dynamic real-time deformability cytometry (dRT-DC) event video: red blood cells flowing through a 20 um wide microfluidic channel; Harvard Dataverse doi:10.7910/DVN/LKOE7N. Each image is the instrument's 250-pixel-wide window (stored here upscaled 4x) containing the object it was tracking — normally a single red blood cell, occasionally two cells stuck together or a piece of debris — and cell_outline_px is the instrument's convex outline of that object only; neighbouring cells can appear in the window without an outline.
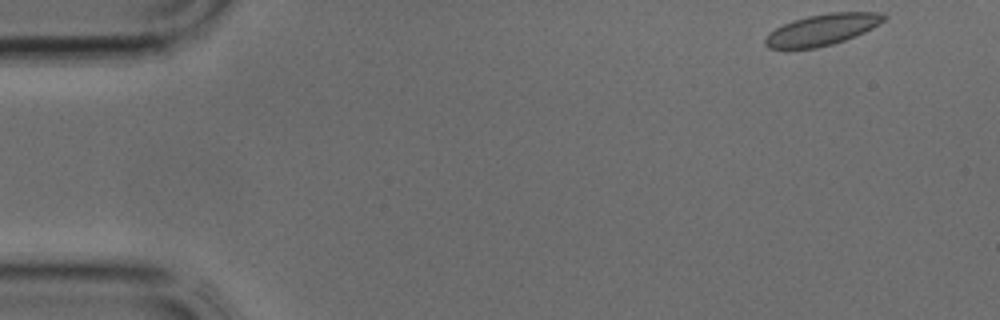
{"species": "common noctule bat (a hibernating species)", "species_latin": "Nyctalus noctula", "temperature_condition": "cold", "stored_images_in_passage": 34, "camera_frame_rate_fps": 3000, "um_per_image_px": 0.085, "animal": {"sex": "male", "body_mass_g": 17.9, "forearm_length_mm": 54.2}, "frame": {"image": 1, "passage_image": 1, "time_ms": 0.0, "image_size_px": [1000, 320], "cell_outline_px": [[888, 16], [880, 24], [856, 36], [832, 44], [816, 48], [768, 48], [764, 44], [764, 40], [768, 32], [792, 20], [808, 16], [832, 12], [880, 12]], "centroid_in_image_um": [69.89, 2.51], "position_along_channel_um": 15.1, "area_um2": 21.56}}
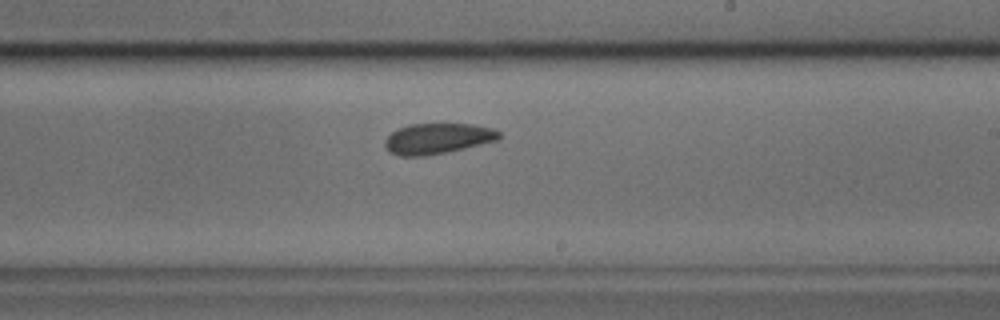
{"frame": {"image": 2, "passage_image": 21, "time_ms": 6.667, "image_size_px": [1000, 320], "cell_outline_px": [[500, 140], [464, 148], [424, 156], [400, 156], [388, 152], [384, 144], [384, 140], [392, 132], [408, 124], [472, 124], [492, 128], [500, 132]], "centroid_in_image_um": [37.18, 11.78], "position_along_channel_um": 251.8, "area_um2": 20.35}}
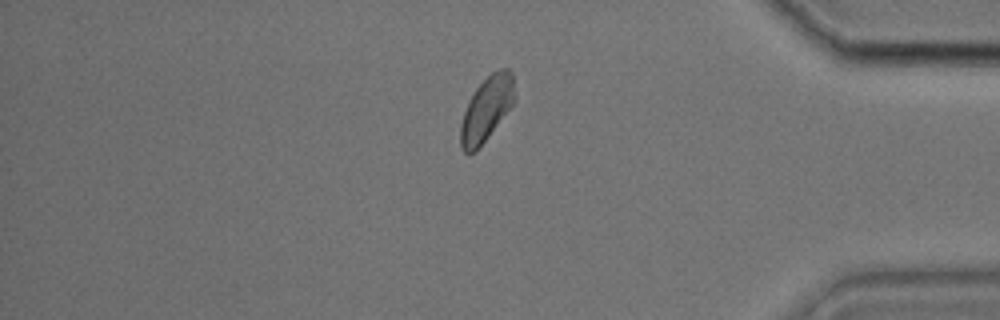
{"frame": {"image": 3, "passage_image": 31, "time_ms": 10.0, "image_size_px": [1000, 320], "cell_outline_px": [[512, 104], [476, 152], [468, 156], [460, 148], [460, 124], [464, 112], [476, 88], [492, 72], [500, 68], [508, 68], [512, 72]], "centroid_in_image_um": [41.29, 9.32], "position_along_channel_um": 393.9, "area_um2": 19.65}}